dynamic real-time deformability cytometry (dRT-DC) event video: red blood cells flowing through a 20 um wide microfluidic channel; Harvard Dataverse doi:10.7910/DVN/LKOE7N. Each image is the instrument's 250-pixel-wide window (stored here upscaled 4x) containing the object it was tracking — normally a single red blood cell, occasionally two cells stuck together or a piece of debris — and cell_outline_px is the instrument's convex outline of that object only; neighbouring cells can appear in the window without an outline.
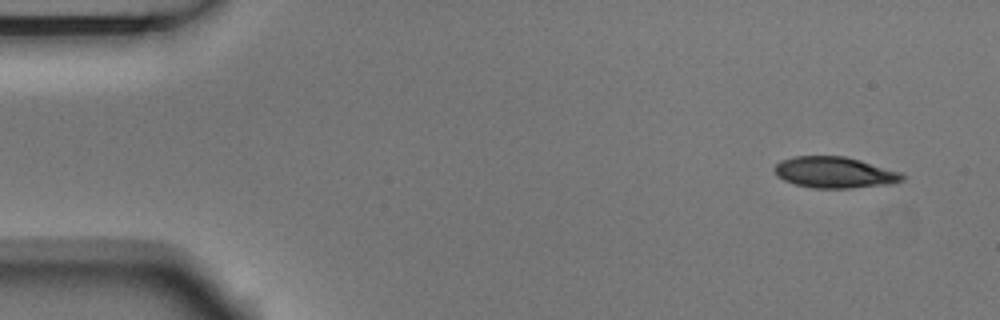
{"species": "Egyptian fruit bat (a non-hibernating species)", "species_latin": "Rousettus aegyptiacus", "temperature_condition": "room temperature", "stored_images_in_passage": 7, "camera_frame_rate_fps": 3000, "um_per_image_px": 0.085, "animal": {"sex": "male"}, "frame": {"image": 1, "passage_image": 1, "time_ms": 0.0, "image_size_px": [1000, 320], "cell_outline_px": [[904, 180], [892, 184], [848, 188], [812, 188], [796, 184], [784, 180], [776, 176], [776, 164], [784, 160], [796, 156], [844, 156], [860, 160], [900, 172], [904, 176]], "centroid_in_image_um": [70.97, 14.66], "position_along_channel_um": 14.0, "area_um2": 22.95}}
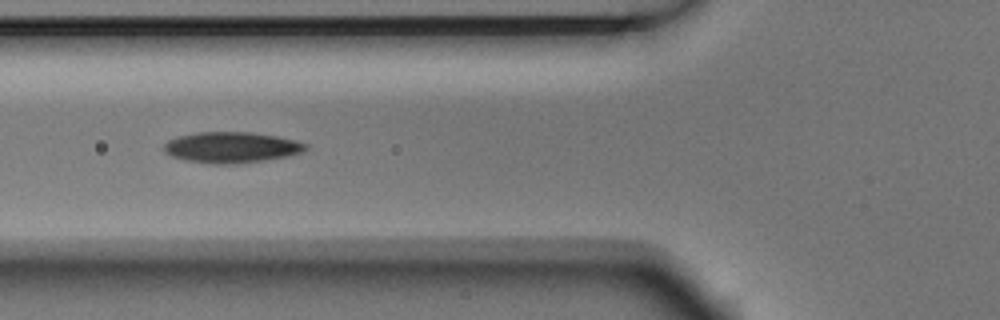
{"frame": {"image": 2, "passage_image": 5, "time_ms": 1.333, "image_size_px": [1000, 320], "cell_outline_px": [[308, 148], [300, 152], [288, 156], [232, 164], [216, 164], [184, 160], [172, 156], [164, 152], [164, 144], [168, 140], [176, 136], [196, 132], [252, 132], [276, 136], [308, 144]], "centroid_in_image_um": [19.62, 12.51], "position_along_channel_um": 106.2, "area_um2": 25.32}}
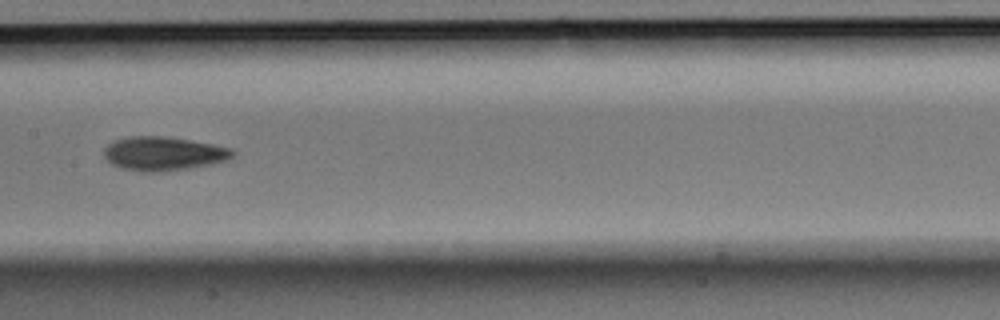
{"frame": {"image": 3, "passage_image": 7, "time_ms": 2.0, "image_size_px": [1000, 320], "cell_outline_px": [[236, 152], [228, 160], [212, 164], [188, 168], [156, 172], [140, 172], [120, 168], [112, 164], [104, 156], [104, 148], [108, 144], [116, 140], [132, 136], [160, 136], [188, 140], [212, 144], [232, 148]], "centroid_in_image_um": [13.89, 13.07], "position_along_channel_um": 193.5, "area_um2": 25.26}}